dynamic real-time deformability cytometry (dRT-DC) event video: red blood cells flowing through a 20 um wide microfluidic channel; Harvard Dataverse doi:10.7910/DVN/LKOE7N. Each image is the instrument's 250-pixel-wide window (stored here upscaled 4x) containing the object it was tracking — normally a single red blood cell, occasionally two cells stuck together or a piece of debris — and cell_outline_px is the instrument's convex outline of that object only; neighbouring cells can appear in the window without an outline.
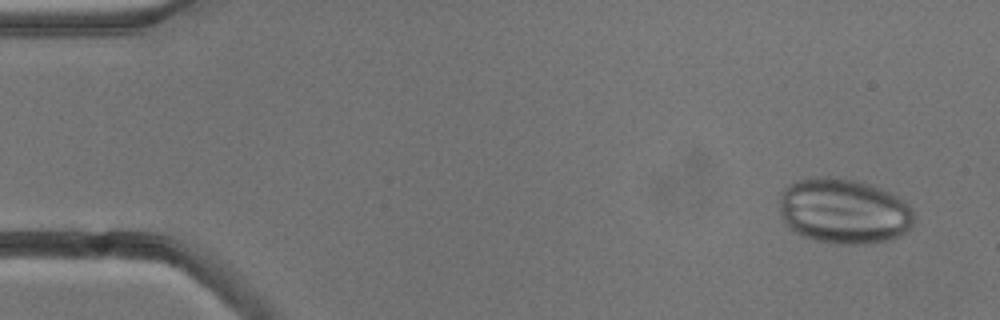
{"species": "common noctule bat (a hibernating species)", "species_latin": "Nyctalus noctula", "temperature_condition": "cold", "stored_images_in_passage": 4, "camera_frame_rate_fps": 3000, "um_per_image_px": 0.085, "animal": {"sex": "male", "body_mass_g": 13.3}, "frame": {"image": 1, "passage_image": 1, "time_ms": 0.0, "image_size_px": [1000, 320], "cell_outline_px": [[912, 228], [900, 236], [892, 240], [872, 244], [836, 244], [812, 240], [800, 236], [784, 224], [780, 212], [780, 192], [788, 184], [796, 180], [816, 176], [832, 176], [852, 180], [868, 184], [880, 188], [904, 200], [912, 208]], "centroid_in_image_um": [71.69, 17.96], "position_along_channel_um": 13.3, "area_um2": 52.02}}